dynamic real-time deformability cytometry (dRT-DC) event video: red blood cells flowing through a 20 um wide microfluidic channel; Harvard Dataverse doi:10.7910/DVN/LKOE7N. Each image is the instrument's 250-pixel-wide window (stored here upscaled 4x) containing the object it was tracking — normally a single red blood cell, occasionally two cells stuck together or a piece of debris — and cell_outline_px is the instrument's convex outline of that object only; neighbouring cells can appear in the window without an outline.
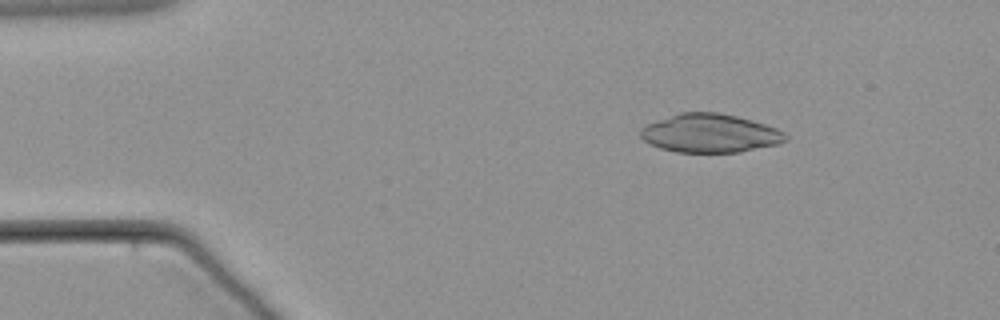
{"species": "common noctule bat (a hibernating species)", "species_latin": "Nyctalus noctula", "temperature_condition": "warm", "stored_images_in_passage": 5, "camera_frame_rate_fps": 3000, "um_per_image_px": 0.085, "animal": {"sex": "male", "body_mass_g": 21.5, "forearm_length_mm": 52.0}, "frame": {"image": 1, "passage_image": 1, "time_ms": 0.0, "image_size_px": [1000, 320], "cell_outline_px": [[788, 140], [776, 144], [740, 152], [676, 152], [660, 148], [644, 140], [640, 136], [640, 128], [648, 124], [680, 112], [716, 112], [736, 116], [752, 120], [776, 128], [784, 132], [788, 136]], "centroid_in_image_um": [60.36, 11.33], "position_along_channel_um": 24.6, "area_um2": 32.37}}